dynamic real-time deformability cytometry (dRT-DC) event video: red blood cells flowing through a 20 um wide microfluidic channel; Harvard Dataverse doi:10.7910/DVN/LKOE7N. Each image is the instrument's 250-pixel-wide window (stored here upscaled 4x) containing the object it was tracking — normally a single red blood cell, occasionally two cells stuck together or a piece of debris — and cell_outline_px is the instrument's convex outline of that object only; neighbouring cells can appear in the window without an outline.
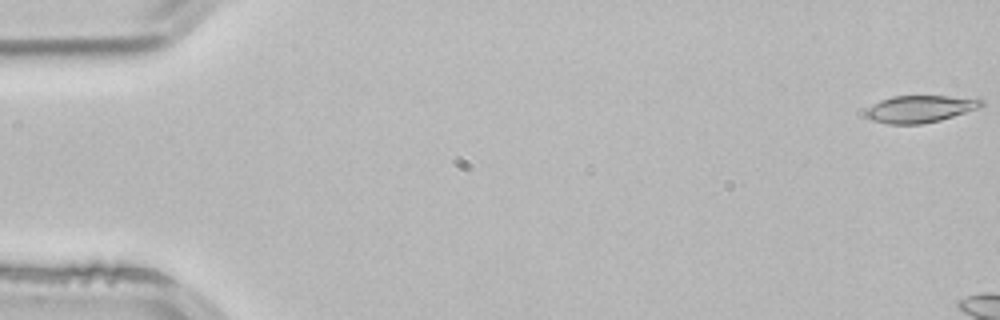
{"species": "common noctule bat (a hibernating species)", "species_latin": "Nyctalus noctula", "temperature_condition": "room temperature", "stored_images_in_passage": 5, "camera_frame_rate_fps": 3000, "um_per_image_px": 0.085, "animal": {"sex": "male", "body_mass_g": 21.5, "forearm_length_mm": 52.0}, "frame": {"image": 1, "passage_image": 1, "time_ms": 0.0, "image_size_px": [1000, 320], "cell_outline_px": [[984, 104], [980, 108], [940, 120], [920, 124], [888, 124], [872, 120], [864, 112], [868, 108], [880, 100], [892, 96], [948, 96], [984, 100]], "centroid_in_image_um": [78.21, 9.26], "position_along_channel_um": 6.8, "area_um2": 18.09}}
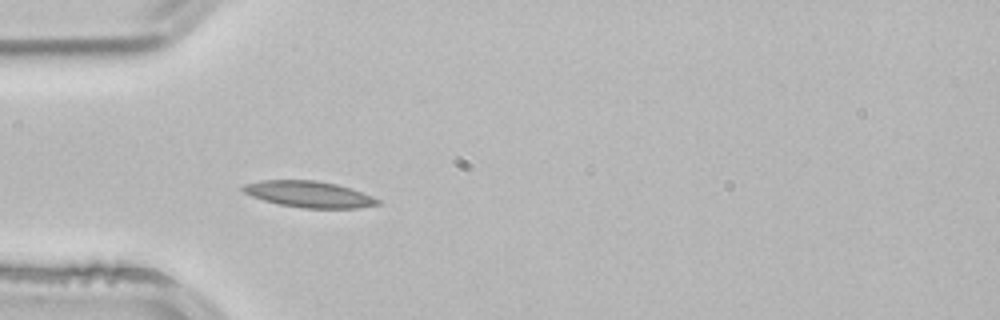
{"frame": {"image": 2, "passage_image": 5, "time_ms": 1.333, "image_size_px": [1000, 320], "cell_outline_px": [[384, 204], [360, 208], [300, 208], [280, 204], [264, 200], [252, 196], [244, 192], [240, 188], [244, 184], [260, 180], [316, 180], [336, 184], [372, 196], [380, 200]], "centroid_in_image_um": [26.28, 16.51], "position_along_channel_um": 58.7, "area_um2": 20.63}}